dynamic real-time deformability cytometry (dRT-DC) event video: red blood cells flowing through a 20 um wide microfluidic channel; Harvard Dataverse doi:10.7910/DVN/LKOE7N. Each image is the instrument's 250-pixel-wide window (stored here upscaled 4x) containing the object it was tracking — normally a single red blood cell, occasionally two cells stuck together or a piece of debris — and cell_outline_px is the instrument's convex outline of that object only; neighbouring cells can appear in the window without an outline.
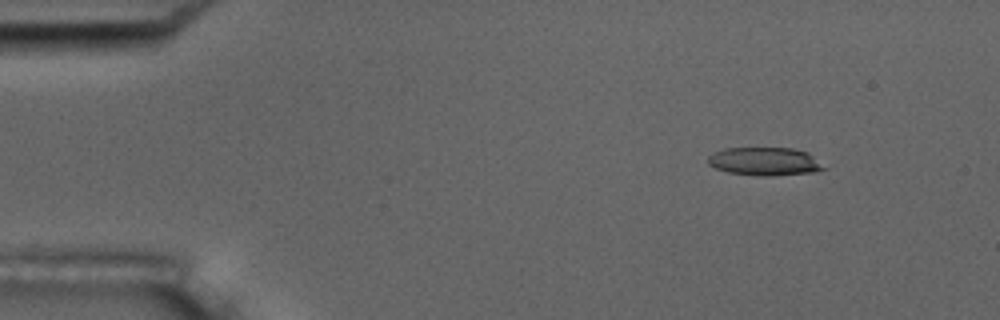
{"species": "common noctule bat (a hibernating species)", "species_latin": "Nyctalus noctula", "temperature_condition": "room temperature", "stored_images_in_passage": 9, "camera_frame_rate_fps": 3000, "um_per_image_px": 0.085, "animal": {"sex": "male", "body_mass_g": 17.5, "forearm_length_mm": 52.3}, "frame": {"image": 1, "passage_image": 1, "time_ms": 0.0, "image_size_px": [1000, 320], "cell_outline_px": [[828, 168], [816, 172], [772, 176], [760, 176], [728, 172], [716, 168], [708, 164], [708, 156], [724, 148], [792, 148], [808, 152]], "centroid_in_image_um": [65.05, 13.73], "position_along_channel_um": 20.0, "area_um2": 19.13}}
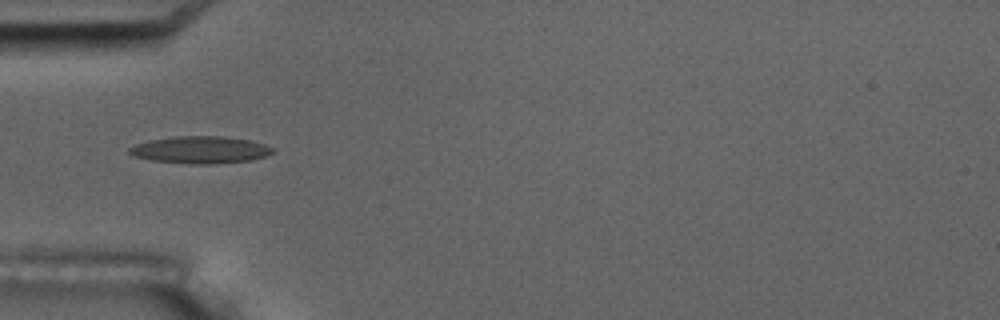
{"frame": {"image": 2, "passage_image": 4, "time_ms": 3.667, "image_size_px": [1000, 320], "cell_outline_px": [[276, 148], [272, 152], [264, 156], [248, 160], [212, 164], [192, 164], [152, 160], [132, 156], [128, 152], [128, 148], [136, 144], [148, 140], [176, 136], [220, 136], [252, 140]], "centroid_in_image_um": [17.0, 12.73], "position_along_channel_um": 68.0, "area_um2": 22.66}}
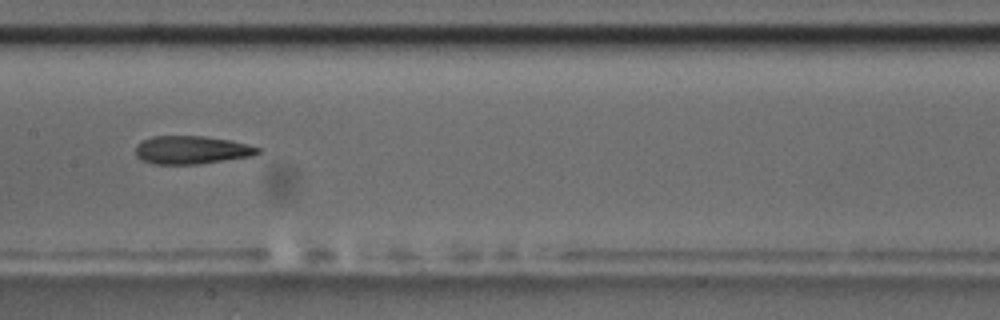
{"frame": {"image": 3, "passage_image": 7, "time_ms": 7.0, "image_size_px": [1000, 320], "cell_outline_px": [[260, 152], [252, 156], [196, 164], [152, 164], [140, 160], [136, 156], [136, 144], [140, 140], [152, 136], [204, 136], [232, 140], [248, 144], [260, 148]], "centroid_in_image_um": [16.24, 12.74], "position_along_channel_um": 191.2, "area_um2": 20.23}}